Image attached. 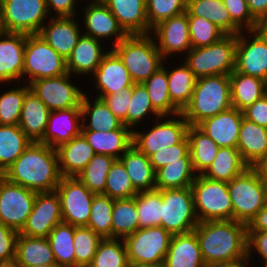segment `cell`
Returning a JSON list of instances; mask_svg holds the SVG:
<instances>
[{
  "mask_svg": "<svg viewBox=\"0 0 267 267\" xmlns=\"http://www.w3.org/2000/svg\"><path fill=\"white\" fill-rule=\"evenodd\" d=\"M2 176L36 192L55 191L62 178L57 151L47 144L31 142Z\"/></svg>",
  "mask_w": 267,
  "mask_h": 267,
  "instance_id": "6da1fadb",
  "label": "cell"
},
{
  "mask_svg": "<svg viewBox=\"0 0 267 267\" xmlns=\"http://www.w3.org/2000/svg\"><path fill=\"white\" fill-rule=\"evenodd\" d=\"M207 267L247 255V225L235 220L199 222L194 229Z\"/></svg>",
  "mask_w": 267,
  "mask_h": 267,
  "instance_id": "7a4b0ae2",
  "label": "cell"
},
{
  "mask_svg": "<svg viewBox=\"0 0 267 267\" xmlns=\"http://www.w3.org/2000/svg\"><path fill=\"white\" fill-rule=\"evenodd\" d=\"M232 108L229 75L207 76L197 79L189 104L181 114L189 125Z\"/></svg>",
  "mask_w": 267,
  "mask_h": 267,
  "instance_id": "3957f363",
  "label": "cell"
},
{
  "mask_svg": "<svg viewBox=\"0 0 267 267\" xmlns=\"http://www.w3.org/2000/svg\"><path fill=\"white\" fill-rule=\"evenodd\" d=\"M112 51L120 58L134 83H143L162 64L157 44L148 34L127 35Z\"/></svg>",
  "mask_w": 267,
  "mask_h": 267,
  "instance_id": "277c9868",
  "label": "cell"
},
{
  "mask_svg": "<svg viewBox=\"0 0 267 267\" xmlns=\"http://www.w3.org/2000/svg\"><path fill=\"white\" fill-rule=\"evenodd\" d=\"M237 35H225L207 47L191 48L185 64L197 79L230 75L235 70Z\"/></svg>",
  "mask_w": 267,
  "mask_h": 267,
  "instance_id": "5b68a950",
  "label": "cell"
},
{
  "mask_svg": "<svg viewBox=\"0 0 267 267\" xmlns=\"http://www.w3.org/2000/svg\"><path fill=\"white\" fill-rule=\"evenodd\" d=\"M191 190L199 222L233 220V206L227 182L211 180L199 174L193 181Z\"/></svg>",
  "mask_w": 267,
  "mask_h": 267,
  "instance_id": "8992f818",
  "label": "cell"
},
{
  "mask_svg": "<svg viewBox=\"0 0 267 267\" xmlns=\"http://www.w3.org/2000/svg\"><path fill=\"white\" fill-rule=\"evenodd\" d=\"M233 206V220L248 225L265 206L263 182L255 171L248 167L228 182Z\"/></svg>",
  "mask_w": 267,
  "mask_h": 267,
  "instance_id": "52a82bcc",
  "label": "cell"
},
{
  "mask_svg": "<svg viewBox=\"0 0 267 267\" xmlns=\"http://www.w3.org/2000/svg\"><path fill=\"white\" fill-rule=\"evenodd\" d=\"M199 220L191 187L162 190L161 226L172 235L194 231Z\"/></svg>",
  "mask_w": 267,
  "mask_h": 267,
  "instance_id": "ba28073f",
  "label": "cell"
},
{
  "mask_svg": "<svg viewBox=\"0 0 267 267\" xmlns=\"http://www.w3.org/2000/svg\"><path fill=\"white\" fill-rule=\"evenodd\" d=\"M66 73H68L66 59L40 35L27 34L23 75H29V83L37 79L56 77Z\"/></svg>",
  "mask_w": 267,
  "mask_h": 267,
  "instance_id": "9c48e42d",
  "label": "cell"
},
{
  "mask_svg": "<svg viewBox=\"0 0 267 267\" xmlns=\"http://www.w3.org/2000/svg\"><path fill=\"white\" fill-rule=\"evenodd\" d=\"M172 234L162 226L136 230L123 238L129 263L163 264Z\"/></svg>",
  "mask_w": 267,
  "mask_h": 267,
  "instance_id": "30bf717a",
  "label": "cell"
},
{
  "mask_svg": "<svg viewBox=\"0 0 267 267\" xmlns=\"http://www.w3.org/2000/svg\"><path fill=\"white\" fill-rule=\"evenodd\" d=\"M5 32L38 34L48 15L46 0H0Z\"/></svg>",
  "mask_w": 267,
  "mask_h": 267,
  "instance_id": "8fae6325",
  "label": "cell"
},
{
  "mask_svg": "<svg viewBox=\"0 0 267 267\" xmlns=\"http://www.w3.org/2000/svg\"><path fill=\"white\" fill-rule=\"evenodd\" d=\"M37 192L0 175V222L20 232L27 222Z\"/></svg>",
  "mask_w": 267,
  "mask_h": 267,
  "instance_id": "7c38bea8",
  "label": "cell"
},
{
  "mask_svg": "<svg viewBox=\"0 0 267 267\" xmlns=\"http://www.w3.org/2000/svg\"><path fill=\"white\" fill-rule=\"evenodd\" d=\"M64 223L87 226L91 213L92 193L77 177H62L56 187Z\"/></svg>",
  "mask_w": 267,
  "mask_h": 267,
  "instance_id": "4fadbf2b",
  "label": "cell"
},
{
  "mask_svg": "<svg viewBox=\"0 0 267 267\" xmlns=\"http://www.w3.org/2000/svg\"><path fill=\"white\" fill-rule=\"evenodd\" d=\"M71 74L37 79L30 82V90L44 102L50 111L81 107L84 93L69 83Z\"/></svg>",
  "mask_w": 267,
  "mask_h": 267,
  "instance_id": "5bb4252c",
  "label": "cell"
},
{
  "mask_svg": "<svg viewBox=\"0 0 267 267\" xmlns=\"http://www.w3.org/2000/svg\"><path fill=\"white\" fill-rule=\"evenodd\" d=\"M251 32L256 33L251 43L237 34L235 71L267 81V26Z\"/></svg>",
  "mask_w": 267,
  "mask_h": 267,
  "instance_id": "9a60e30c",
  "label": "cell"
},
{
  "mask_svg": "<svg viewBox=\"0 0 267 267\" xmlns=\"http://www.w3.org/2000/svg\"><path fill=\"white\" fill-rule=\"evenodd\" d=\"M61 222H63L61 202L56 190L37 192L32 211L19 234L47 237L56 225Z\"/></svg>",
  "mask_w": 267,
  "mask_h": 267,
  "instance_id": "2e32d148",
  "label": "cell"
},
{
  "mask_svg": "<svg viewBox=\"0 0 267 267\" xmlns=\"http://www.w3.org/2000/svg\"><path fill=\"white\" fill-rule=\"evenodd\" d=\"M177 116L182 120H165L147 134L133 131L132 144L149 157L156 151L180 143L187 136L189 123L181 113Z\"/></svg>",
  "mask_w": 267,
  "mask_h": 267,
  "instance_id": "e0dca14e",
  "label": "cell"
},
{
  "mask_svg": "<svg viewBox=\"0 0 267 267\" xmlns=\"http://www.w3.org/2000/svg\"><path fill=\"white\" fill-rule=\"evenodd\" d=\"M153 31L159 38V46L156 47L163 58L167 54L169 56L171 53L189 51L192 48L187 11L160 22L153 27Z\"/></svg>",
  "mask_w": 267,
  "mask_h": 267,
  "instance_id": "ac0fdd59",
  "label": "cell"
},
{
  "mask_svg": "<svg viewBox=\"0 0 267 267\" xmlns=\"http://www.w3.org/2000/svg\"><path fill=\"white\" fill-rule=\"evenodd\" d=\"M243 112L230 108L200 122L197 127L212 138L219 147L236 148Z\"/></svg>",
  "mask_w": 267,
  "mask_h": 267,
  "instance_id": "d6986e66",
  "label": "cell"
},
{
  "mask_svg": "<svg viewBox=\"0 0 267 267\" xmlns=\"http://www.w3.org/2000/svg\"><path fill=\"white\" fill-rule=\"evenodd\" d=\"M80 118H83L81 107L50 111L45 134L39 142L54 149L68 143L81 134L82 125L79 126L78 122Z\"/></svg>",
  "mask_w": 267,
  "mask_h": 267,
  "instance_id": "ffe728a7",
  "label": "cell"
},
{
  "mask_svg": "<svg viewBox=\"0 0 267 267\" xmlns=\"http://www.w3.org/2000/svg\"><path fill=\"white\" fill-rule=\"evenodd\" d=\"M127 35L149 34L146 0H102Z\"/></svg>",
  "mask_w": 267,
  "mask_h": 267,
  "instance_id": "44dd1931",
  "label": "cell"
},
{
  "mask_svg": "<svg viewBox=\"0 0 267 267\" xmlns=\"http://www.w3.org/2000/svg\"><path fill=\"white\" fill-rule=\"evenodd\" d=\"M6 39H1V37ZM25 33L5 32L0 35V82L16 80L23 75Z\"/></svg>",
  "mask_w": 267,
  "mask_h": 267,
  "instance_id": "7402d4cb",
  "label": "cell"
},
{
  "mask_svg": "<svg viewBox=\"0 0 267 267\" xmlns=\"http://www.w3.org/2000/svg\"><path fill=\"white\" fill-rule=\"evenodd\" d=\"M94 77L97 80V88L102 92L99 95L118 93L122 89L133 87L134 84L129 71L112 50L102 58Z\"/></svg>",
  "mask_w": 267,
  "mask_h": 267,
  "instance_id": "603a6c76",
  "label": "cell"
},
{
  "mask_svg": "<svg viewBox=\"0 0 267 267\" xmlns=\"http://www.w3.org/2000/svg\"><path fill=\"white\" fill-rule=\"evenodd\" d=\"M164 267H207L195 231L172 236Z\"/></svg>",
  "mask_w": 267,
  "mask_h": 267,
  "instance_id": "cb8c5ba5",
  "label": "cell"
},
{
  "mask_svg": "<svg viewBox=\"0 0 267 267\" xmlns=\"http://www.w3.org/2000/svg\"><path fill=\"white\" fill-rule=\"evenodd\" d=\"M71 18V16L52 18L49 26L47 28L42 26L38 33L66 60L81 37L77 23Z\"/></svg>",
  "mask_w": 267,
  "mask_h": 267,
  "instance_id": "d4e9b609",
  "label": "cell"
},
{
  "mask_svg": "<svg viewBox=\"0 0 267 267\" xmlns=\"http://www.w3.org/2000/svg\"><path fill=\"white\" fill-rule=\"evenodd\" d=\"M62 177H77L95 155L82 134L56 148Z\"/></svg>",
  "mask_w": 267,
  "mask_h": 267,
  "instance_id": "484cf974",
  "label": "cell"
},
{
  "mask_svg": "<svg viewBox=\"0 0 267 267\" xmlns=\"http://www.w3.org/2000/svg\"><path fill=\"white\" fill-rule=\"evenodd\" d=\"M85 23L88 32L84 35L93 37L95 39L117 36L114 45L122 41L127 34L119 26L117 19L108 9V7L101 1L90 3L85 10ZM111 35V36H110Z\"/></svg>",
  "mask_w": 267,
  "mask_h": 267,
  "instance_id": "4316f807",
  "label": "cell"
},
{
  "mask_svg": "<svg viewBox=\"0 0 267 267\" xmlns=\"http://www.w3.org/2000/svg\"><path fill=\"white\" fill-rule=\"evenodd\" d=\"M49 108L29 90L23 101L19 127L32 142H39L46 131Z\"/></svg>",
  "mask_w": 267,
  "mask_h": 267,
  "instance_id": "83f0119b",
  "label": "cell"
},
{
  "mask_svg": "<svg viewBox=\"0 0 267 267\" xmlns=\"http://www.w3.org/2000/svg\"><path fill=\"white\" fill-rule=\"evenodd\" d=\"M81 134L92 146L95 154L107 155L118 160L117 153L127 151L132 145L133 131L128 129H115L112 131L81 130Z\"/></svg>",
  "mask_w": 267,
  "mask_h": 267,
  "instance_id": "f1b7e54d",
  "label": "cell"
},
{
  "mask_svg": "<svg viewBox=\"0 0 267 267\" xmlns=\"http://www.w3.org/2000/svg\"><path fill=\"white\" fill-rule=\"evenodd\" d=\"M232 107L243 111L267 93V81L236 72L229 75Z\"/></svg>",
  "mask_w": 267,
  "mask_h": 267,
  "instance_id": "f546056e",
  "label": "cell"
},
{
  "mask_svg": "<svg viewBox=\"0 0 267 267\" xmlns=\"http://www.w3.org/2000/svg\"><path fill=\"white\" fill-rule=\"evenodd\" d=\"M100 41L93 37L82 35L77 45L66 60L67 71L72 74L95 72L106 53H102Z\"/></svg>",
  "mask_w": 267,
  "mask_h": 267,
  "instance_id": "4dcf8cb0",
  "label": "cell"
},
{
  "mask_svg": "<svg viewBox=\"0 0 267 267\" xmlns=\"http://www.w3.org/2000/svg\"><path fill=\"white\" fill-rule=\"evenodd\" d=\"M236 148L250 167L267 153V128L243 117Z\"/></svg>",
  "mask_w": 267,
  "mask_h": 267,
  "instance_id": "1f68e13d",
  "label": "cell"
},
{
  "mask_svg": "<svg viewBox=\"0 0 267 267\" xmlns=\"http://www.w3.org/2000/svg\"><path fill=\"white\" fill-rule=\"evenodd\" d=\"M125 166L134 188L138 191L155 189V171L149 157L133 144L119 158Z\"/></svg>",
  "mask_w": 267,
  "mask_h": 267,
  "instance_id": "d6a6232c",
  "label": "cell"
},
{
  "mask_svg": "<svg viewBox=\"0 0 267 267\" xmlns=\"http://www.w3.org/2000/svg\"><path fill=\"white\" fill-rule=\"evenodd\" d=\"M16 260L20 267L56 263L47 237L18 234Z\"/></svg>",
  "mask_w": 267,
  "mask_h": 267,
  "instance_id": "836d02e7",
  "label": "cell"
},
{
  "mask_svg": "<svg viewBox=\"0 0 267 267\" xmlns=\"http://www.w3.org/2000/svg\"><path fill=\"white\" fill-rule=\"evenodd\" d=\"M248 167L237 148L220 147L213 162L201 175L228 183Z\"/></svg>",
  "mask_w": 267,
  "mask_h": 267,
  "instance_id": "e575fe53",
  "label": "cell"
},
{
  "mask_svg": "<svg viewBox=\"0 0 267 267\" xmlns=\"http://www.w3.org/2000/svg\"><path fill=\"white\" fill-rule=\"evenodd\" d=\"M188 16L208 19L226 35H237L241 29L231 20L229 12L222 2L214 0H188Z\"/></svg>",
  "mask_w": 267,
  "mask_h": 267,
  "instance_id": "d590c367",
  "label": "cell"
},
{
  "mask_svg": "<svg viewBox=\"0 0 267 267\" xmlns=\"http://www.w3.org/2000/svg\"><path fill=\"white\" fill-rule=\"evenodd\" d=\"M187 136L193 170L202 174L213 162L220 147L197 126L189 125Z\"/></svg>",
  "mask_w": 267,
  "mask_h": 267,
  "instance_id": "8d00e7d4",
  "label": "cell"
},
{
  "mask_svg": "<svg viewBox=\"0 0 267 267\" xmlns=\"http://www.w3.org/2000/svg\"><path fill=\"white\" fill-rule=\"evenodd\" d=\"M81 113L83 123L87 120L86 116L90 115L89 125H83L81 130L91 131H112L115 129H130L123 124L117 116L109 109L105 102L97 98L93 106H91L88 98L84 94L81 102Z\"/></svg>",
  "mask_w": 267,
  "mask_h": 267,
  "instance_id": "74e56055",
  "label": "cell"
},
{
  "mask_svg": "<svg viewBox=\"0 0 267 267\" xmlns=\"http://www.w3.org/2000/svg\"><path fill=\"white\" fill-rule=\"evenodd\" d=\"M31 142L19 125H0V175L24 152Z\"/></svg>",
  "mask_w": 267,
  "mask_h": 267,
  "instance_id": "f35d334b",
  "label": "cell"
},
{
  "mask_svg": "<svg viewBox=\"0 0 267 267\" xmlns=\"http://www.w3.org/2000/svg\"><path fill=\"white\" fill-rule=\"evenodd\" d=\"M74 234L75 226L61 222L47 236L55 262L62 267H76Z\"/></svg>",
  "mask_w": 267,
  "mask_h": 267,
  "instance_id": "ab89813d",
  "label": "cell"
},
{
  "mask_svg": "<svg viewBox=\"0 0 267 267\" xmlns=\"http://www.w3.org/2000/svg\"><path fill=\"white\" fill-rule=\"evenodd\" d=\"M146 87L154 110L161 116L166 117L169 113L178 115L181 111L171 102L168 91L167 70L163 65L143 82Z\"/></svg>",
  "mask_w": 267,
  "mask_h": 267,
  "instance_id": "60d3db41",
  "label": "cell"
},
{
  "mask_svg": "<svg viewBox=\"0 0 267 267\" xmlns=\"http://www.w3.org/2000/svg\"><path fill=\"white\" fill-rule=\"evenodd\" d=\"M167 77L170 100L182 112L191 100L197 78L186 64L167 71Z\"/></svg>",
  "mask_w": 267,
  "mask_h": 267,
  "instance_id": "b9f144b4",
  "label": "cell"
},
{
  "mask_svg": "<svg viewBox=\"0 0 267 267\" xmlns=\"http://www.w3.org/2000/svg\"><path fill=\"white\" fill-rule=\"evenodd\" d=\"M139 229L135 196L114 199L112 209V238L122 237L134 233Z\"/></svg>",
  "mask_w": 267,
  "mask_h": 267,
  "instance_id": "7bdbcfd3",
  "label": "cell"
},
{
  "mask_svg": "<svg viewBox=\"0 0 267 267\" xmlns=\"http://www.w3.org/2000/svg\"><path fill=\"white\" fill-rule=\"evenodd\" d=\"M193 172L191 162L170 163L155 172V189L191 187L196 178Z\"/></svg>",
  "mask_w": 267,
  "mask_h": 267,
  "instance_id": "ee69618b",
  "label": "cell"
},
{
  "mask_svg": "<svg viewBox=\"0 0 267 267\" xmlns=\"http://www.w3.org/2000/svg\"><path fill=\"white\" fill-rule=\"evenodd\" d=\"M135 200L139 229L161 226L162 190L141 191Z\"/></svg>",
  "mask_w": 267,
  "mask_h": 267,
  "instance_id": "f6af8a7d",
  "label": "cell"
},
{
  "mask_svg": "<svg viewBox=\"0 0 267 267\" xmlns=\"http://www.w3.org/2000/svg\"><path fill=\"white\" fill-rule=\"evenodd\" d=\"M116 159L102 154H95L77 178L94 194H103L107 174Z\"/></svg>",
  "mask_w": 267,
  "mask_h": 267,
  "instance_id": "bcb514c9",
  "label": "cell"
},
{
  "mask_svg": "<svg viewBox=\"0 0 267 267\" xmlns=\"http://www.w3.org/2000/svg\"><path fill=\"white\" fill-rule=\"evenodd\" d=\"M114 199L104 194H95L86 227L92 229L102 239L112 238V209Z\"/></svg>",
  "mask_w": 267,
  "mask_h": 267,
  "instance_id": "7dc6e473",
  "label": "cell"
},
{
  "mask_svg": "<svg viewBox=\"0 0 267 267\" xmlns=\"http://www.w3.org/2000/svg\"><path fill=\"white\" fill-rule=\"evenodd\" d=\"M128 265L124 241L119 243L117 238H105L98 244L97 251L88 267H128Z\"/></svg>",
  "mask_w": 267,
  "mask_h": 267,
  "instance_id": "c3c4849f",
  "label": "cell"
},
{
  "mask_svg": "<svg viewBox=\"0 0 267 267\" xmlns=\"http://www.w3.org/2000/svg\"><path fill=\"white\" fill-rule=\"evenodd\" d=\"M139 192L134 188L125 166L118 159L111 165L106 178L104 195L112 199L130 198Z\"/></svg>",
  "mask_w": 267,
  "mask_h": 267,
  "instance_id": "681fc988",
  "label": "cell"
},
{
  "mask_svg": "<svg viewBox=\"0 0 267 267\" xmlns=\"http://www.w3.org/2000/svg\"><path fill=\"white\" fill-rule=\"evenodd\" d=\"M102 238L86 226H75L74 251L76 267H88Z\"/></svg>",
  "mask_w": 267,
  "mask_h": 267,
  "instance_id": "f907efd6",
  "label": "cell"
},
{
  "mask_svg": "<svg viewBox=\"0 0 267 267\" xmlns=\"http://www.w3.org/2000/svg\"><path fill=\"white\" fill-rule=\"evenodd\" d=\"M189 36L192 48L207 47L226 34L208 19L188 16Z\"/></svg>",
  "mask_w": 267,
  "mask_h": 267,
  "instance_id": "816d5d0a",
  "label": "cell"
},
{
  "mask_svg": "<svg viewBox=\"0 0 267 267\" xmlns=\"http://www.w3.org/2000/svg\"><path fill=\"white\" fill-rule=\"evenodd\" d=\"M27 87L9 90L0 96V125H18Z\"/></svg>",
  "mask_w": 267,
  "mask_h": 267,
  "instance_id": "f5cc1de1",
  "label": "cell"
},
{
  "mask_svg": "<svg viewBox=\"0 0 267 267\" xmlns=\"http://www.w3.org/2000/svg\"><path fill=\"white\" fill-rule=\"evenodd\" d=\"M188 0H146L149 32L160 22L187 11Z\"/></svg>",
  "mask_w": 267,
  "mask_h": 267,
  "instance_id": "db71d44e",
  "label": "cell"
},
{
  "mask_svg": "<svg viewBox=\"0 0 267 267\" xmlns=\"http://www.w3.org/2000/svg\"><path fill=\"white\" fill-rule=\"evenodd\" d=\"M149 112H153V114H156L155 116L161 118V116L154 110L144 84L134 83L127 111V127L131 128L130 126L137 124V122L143 119Z\"/></svg>",
  "mask_w": 267,
  "mask_h": 267,
  "instance_id": "11a10c76",
  "label": "cell"
},
{
  "mask_svg": "<svg viewBox=\"0 0 267 267\" xmlns=\"http://www.w3.org/2000/svg\"><path fill=\"white\" fill-rule=\"evenodd\" d=\"M149 159L155 172L170 163L191 162L188 136L176 145L152 153Z\"/></svg>",
  "mask_w": 267,
  "mask_h": 267,
  "instance_id": "9f6ffc18",
  "label": "cell"
},
{
  "mask_svg": "<svg viewBox=\"0 0 267 267\" xmlns=\"http://www.w3.org/2000/svg\"><path fill=\"white\" fill-rule=\"evenodd\" d=\"M231 20L242 30L245 22L248 31H254L263 27L250 13L246 0H223Z\"/></svg>",
  "mask_w": 267,
  "mask_h": 267,
  "instance_id": "6f0895ef",
  "label": "cell"
},
{
  "mask_svg": "<svg viewBox=\"0 0 267 267\" xmlns=\"http://www.w3.org/2000/svg\"><path fill=\"white\" fill-rule=\"evenodd\" d=\"M132 96V87L120 90L118 93L110 95H98L97 98L102 99L109 109L117 116L127 127V111Z\"/></svg>",
  "mask_w": 267,
  "mask_h": 267,
  "instance_id": "680465c9",
  "label": "cell"
},
{
  "mask_svg": "<svg viewBox=\"0 0 267 267\" xmlns=\"http://www.w3.org/2000/svg\"><path fill=\"white\" fill-rule=\"evenodd\" d=\"M19 232L0 222V261L16 258V241Z\"/></svg>",
  "mask_w": 267,
  "mask_h": 267,
  "instance_id": "91938a15",
  "label": "cell"
},
{
  "mask_svg": "<svg viewBox=\"0 0 267 267\" xmlns=\"http://www.w3.org/2000/svg\"><path fill=\"white\" fill-rule=\"evenodd\" d=\"M242 112L244 118L267 128V93Z\"/></svg>",
  "mask_w": 267,
  "mask_h": 267,
  "instance_id": "94428289",
  "label": "cell"
},
{
  "mask_svg": "<svg viewBox=\"0 0 267 267\" xmlns=\"http://www.w3.org/2000/svg\"><path fill=\"white\" fill-rule=\"evenodd\" d=\"M267 261V232L257 230H247V255H250L252 248Z\"/></svg>",
  "mask_w": 267,
  "mask_h": 267,
  "instance_id": "6125c7cd",
  "label": "cell"
},
{
  "mask_svg": "<svg viewBox=\"0 0 267 267\" xmlns=\"http://www.w3.org/2000/svg\"><path fill=\"white\" fill-rule=\"evenodd\" d=\"M75 0H46V6L49 13V9L55 10L58 13V17L63 16H75ZM74 10V11H73Z\"/></svg>",
  "mask_w": 267,
  "mask_h": 267,
  "instance_id": "be15d7a7",
  "label": "cell"
},
{
  "mask_svg": "<svg viewBox=\"0 0 267 267\" xmlns=\"http://www.w3.org/2000/svg\"><path fill=\"white\" fill-rule=\"evenodd\" d=\"M251 15L262 25L267 26V0H246Z\"/></svg>",
  "mask_w": 267,
  "mask_h": 267,
  "instance_id": "e7e4bbea",
  "label": "cell"
},
{
  "mask_svg": "<svg viewBox=\"0 0 267 267\" xmlns=\"http://www.w3.org/2000/svg\"><path fill=\"white\" fill-rule=\"evenodd\" d=\"M247 230L267 232V205H265L247 225Z\"/></svg>",
  "mask_w": 267,
  "mask_h": 267,
  "instance_id": "03108f58",
  "label": "cell"
},
{
  "mask_svg": "<svg viewBox=\"0 0 267 267\" xmlns=\"http://www.w3.org/2000/svg\"><path fill=\"white\" fill-rule=\"evenodd\" d=\"M263 183H267V153L250 166Z\"/></svg>",
  "mask_w": 267,
  "mask_h": 267,
  "instance_id": "003e7915",
  "label": "cell"
},
{
  "mask_svg": "<svg viewBox=\"0 0 267 267\" xmlns=\"http://www.w3.org/2000/svg\"><path fill=\"white\" fill-rule=\"evenodd\" d=\"M247 261H249V255H246V256H244L240 259L234 260V261L214 264V265H211L209 267H245V264L246 263L248 264Z\"/></svg>",
  "mask_w": 267,
  "mask_h": 267,
  "instance_id": "a7ac6f4b",
  "label": "cell"
},
{
  "mask_svg": "<svg viewBox=\"0 0 267 267\" xmlns=\"http://www.w3.org/2000/svg\"><path fill=\"white\" fill-rule=\"evenodd\" d=\"M0 267H20L17 263L16 258L7 260V261H0Z\"/></svg>",
  "mask_w": 267,
  "mask_h": 267,
  "instance_id": "89a4df30",
  "label": "cell"
},
{
  "mask_svg": "<svg viewBox=\"0 0 267 267\" xmlns=\"http://www.w3.org/2000/svg\"><path fill=\"white\" fill-rule=\"evenodd\" d=\"M128 267H164V264L129 263Z\"/></svg>",
  "mask_w": 267,
  "mask_h": 267,
  "instance_id": "2644e50d",
  "label": "cell"
},
{
  "mask_svg": "<svg viewBox=\"0 0 267 267\" xmlns=\"http://www.w3.org/2000/svg\"><path fill=\"white\" fill-rule=\"evenodd\" d=\"M32 267H62V266L58 265L57 263H51V264L36 265Z\"/></svg>",
  "mask_w": 267,
  "mask_h": 267,
  "instance_id": "8c879c8a",
  "label": "cell"
},
{
  "mask_svg": "<svg viewBox=\"0 0 267 267\" xmlns=\"http://www.w3.org/2000/svg\"><path fill=\"white\" fill-rule=\"evenodd\" d=\"M5 33L3 25H2V16H1V7H0V35Z\"/></svg>",
  "mask_w": 267,
  "mask_h": 267,
  "instance_id": "753ad0ef",
  "label": "cell"
},
{
  "mask_svg": "<svg viewBox=\"0 0 267 267\" xmlns=\"http://www.w3.org/2000/svg\"><path fill=\"white\" fill-rule=\"evenodd\" d=\"M263 185H264V189H265V197H264L265 205H267V183H263Z\"/></svg>",
  "mask_w": 267,
  "mask_h": 267,
  "instance_id": "34e18365",
  "label": "cell"
},
{
  "mask_svg": "<svg viewBox=\"0 0 267 267\" xmlns=\"http://www.w3.org/2000/svg\"><path fill=\"white\" fill-rule=\"evenodd\" d=\"M214 1H216V2H223V0H214Z\"/></svg>",
  "mask_w": 267,
  "mask_h": 267,
  "instance_id": "11e5206c",
  "label": "cell"
}]
</instances>
